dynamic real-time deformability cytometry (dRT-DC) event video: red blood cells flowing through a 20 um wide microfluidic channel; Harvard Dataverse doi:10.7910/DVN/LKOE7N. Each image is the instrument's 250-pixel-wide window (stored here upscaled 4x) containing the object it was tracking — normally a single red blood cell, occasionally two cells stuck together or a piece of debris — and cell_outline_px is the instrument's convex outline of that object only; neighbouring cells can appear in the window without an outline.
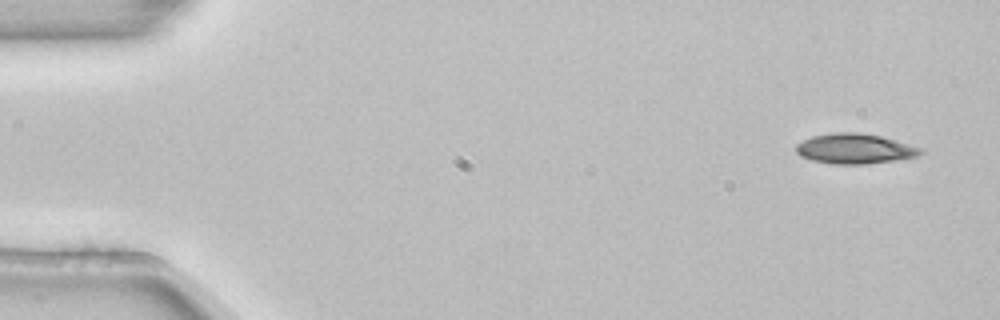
{"species": "common noctule bat (a hibernating species)", "species_latin": "Nyctalus noctula", "temperature_condition": "room temperature", "stored_images_in_passage": 4, "camera_frame_rate_fps": 3000, "um_per_image_px": 0.085, "animal": {"sex": "female", "body_mass_g": 22.7, "forearm_length_mm": 54.2}, "frame": {"image": 1, "passage_image": 1, "time_ms": 0.0, "image_size_px": [1000, 320], "cell_outline_px": [[924, 152], [916, 156], [868, 164], [832, 164], [812, 160], [800, 156], [796, 152], [796, 144], [812, 136], [836, 132], [856, 132], [880, 136], [924, 148]], "centroid_in_image_um": [72.64, 12.64], "position_along_channel_um": 12.4, "area_um2": 21.73}}
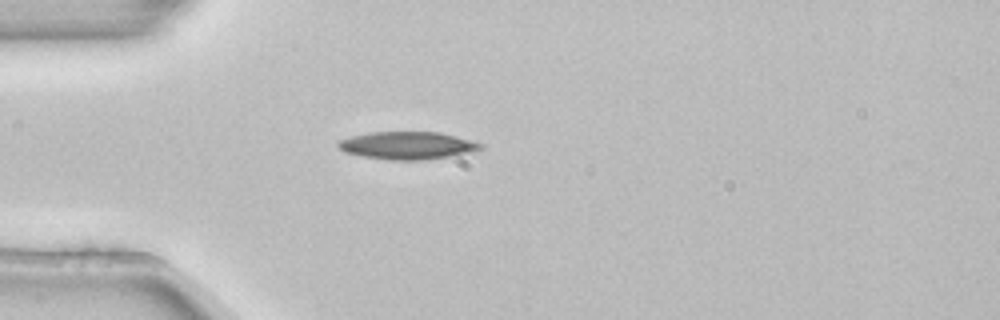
{"frame": {"image": 2, "passage_image": 4, "time_ms": 1.0, "image_size_px": [1000, 320], "cell_outline_px": [[484, 148], [476, 152], [424, 160], [392, 160], [360, 156], [344, 152], [336, 144], [340, 140], [352, 136], [372, 132], [440, 132], [456, 136], [484, 144]], "centroid_in_image_um": [34.68, 12.37], "position_along_channel_um": 50.3, "area_um2": 23.06}}